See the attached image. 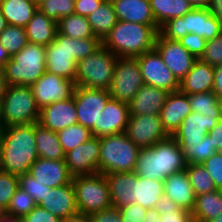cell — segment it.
<instances>
[{"instance_id": "cell-1", "label": "cell", "mask_w": 222, "mask_h": 222, "mask_svg": "<svg viewBox=\"0 0 222 222\" xmlns=\"http://www.w3.org/2000/svg\"><path fill=\"white\" fill-rule=\"evenodd\" d=\"M38 158L35 123L14 125L1 131L0 170L23 175Z\"/></svg>"}, {"instance_id": "cell-2", "label": "cell", "mask_w": 222, "mask_h": 222, "mask_svg": "<svg viewBox=\"0 0 222 222\" xmlns=\"http://www.w3.org/2000/svg\"><path fill=\"white\" fill-rule=\"evenodd\" d=\"M102 45L98 37L70 38L56 33L46 49V71L75 82L77 61L91 55Z\"/></svg>"}, {"instance_id": "cell-3", "label": "cell", "mask_w": 222, "mask_h": 222, "mask_svg": "<svg viewBox=\"0 0 222 222\" xmlns=\"http://www.w3.org/2000/svg\"><path fill=\"white\" fill-rule=\"evenodd\" d=\"M187 166L182 148L172 137L140 149L134 172L137 176L163 180L171 174L185 170Z\"/></svg>"}, {"instance_id": "cell-4", "label": "cell", "mask_w": 222, "mask_h": 222, "mask_svg": "<svg viewBox=\"0 0 222 222\" xmlns=\"http://www.w3.org/2000/svg\"><path fill=\"white\" fill-rule=\"evenodd\" d=\"M158 25L118 20L102 44L117 57L136 58L155 48Z\"/></svg>"}, {"instance_id": "cell-5", "label": "cell", "mask_w": 222, "mask_h": 222, "mask_svg": "<svg viewBox=\"0 0 222 222\" xmlns=\"http://www.w3.org/2000/svg\"><path fill=\"white\" fill-rule=\"evenodd\" d=\"M2 70L7 85H33L46 72L45 46L28 42Z\"/></svg>"}, {"instance_id": "cell-6", "label": "cell", "mask_w": 222, "mask_h": 222, "mask_svg": "<svg viewBox=\"0 0 222 222\" xmlns=\"http://www.w3.org/2000/svg\"><path fill=\"white\" fill-rule=\"evenodd\" d=\"M222 25L209 9L193 8L182 17L168 20L159 27L158 33L165 39L178 41L188 33H195L206 41L217 37Z\"/></svg>"}, {"instance_id": "cell-7", "label": "cell", "mask_w": 222, "mask_h": 222, "mask_svg": "<svg viewBox=\"0 0 222 222\" xmlns=\"http://www.w3.org/2000/svg\"><path fill=\"white\" fill-rule=\"evenodd\" d=\"M139 151L125 132L100 137L98 172L105 175L134 171Z\"/></svg>"}, {"instance_id": "cell-8", "label": "cell", "mask_w": 222, "mask_h": 222, "mask_svg": "<svg viewBox=\"0 0 222 222\" xmlns=\"http://www.w3.org/2000/svg\"><path fill=\"white\" fill-rule=\"evenodd\" d=\"M117 58L102 44L91 55L77 61L75 85L108 90L112 84Z\"/></svg>"}, {"instance_id": "cell-9", "label": "cell", "mask_w": 222, "mask_h": 222, "mask_svg": "<svg viewBox=\"0 0 222 222\" xmlns=\"http://www.w3.org/2000/svg\"><path fill=\"white\" fill-rule=\"evenodd\" d=\"M76 206L79 213L91 215L112 207L108 184L104 174L94 173L72 177Z\"/></svg>"}, {"instance_id": "cell-10", "label": "cell", "mask_w": 222, "mask_h": 222, "mask_svg": "<svg viewBox=\"0 0 222 222\" xmlns=\"http://www.w3.org/2000/svg\"><path fill=\"white\" fill-rule=\"evenodd\" d=\"M1 106L4 128L39 121L40 108L30 86L8 85Z\"/></svg>"}, {"instance_id": "cell-11", "label": "cell", "mask_w": 222, "mask_h": 222, "mask_svg": "<svg viewBox=\"0 0 222 222\" xmlns=\"http://www.w3.org/2000/svg\"><path fill=\"white\" fill-rule=\"evenodd\" d=\"M143 84L137 58L118 57L112 84L108 89L110 97L129 105Z\"/></svg>"}, {"instance_id": "cell-12", "label": "cell", "mask_w": 222, "mask_h": 222, "mask_svg": "<svg viewBox=\"0 0 222 222\" xmlns=\"http://www.w3.org/2000/svg\"><path fill=\"white\" fill-rule=\"evenodd\" d=\"M125 133L140 149L151 147L170 137L163 127L160 115H130Z\"/></svg>"}, {"instance_id": "cell-13", "label": "cell", "mask_w": 222, "mask_h": 222, "mask_svg": "<svg viewBox=\"0 0 222 222\" xmlns=\"http://www.w3.org/2000/svg\"><path fill=\"white\" fill-rule=\"evenodd\" d=\"M145 85L164 89L168 92L179 91V81L163 62L162 56L154 48L136 57Z\"/></svg>"}, {"instance_id": "cell-14", "label": "cell", "mask_w": 222, "mask_h": 222, "mask_svg": "<svg viewBox=\"0 0 222 222\" xmlns=\"http://www.w3.org/2000/svg\"><path fill=\"white\" fill-rule=\"evenodd\" d=\"M74 103L78 124L92 130L98 124V117L111 98L108 90L88 87H75Z\"/></svg>"}, {"instance_id": "cell-15", "label": "cell", "mask_w": 222, "mask_h": 222, "mask_svg": "<svg viewBox=\"0 0 222 222\" xmlns=\"http://www.w3.org/2000/svg\"><path fill=\"white\" fill-rule=\"evenodd\" d=\"M30 87L36 104L41 109L46 105L73 97L76 85L69 79L46 71Z\"/></svg>"}, {"instance_id": "cell-16", "label": "cell", "mask_w": 222, "mask_h": 222, "mask_svg": "<svg viewBox=\"0 0 222 222\" xmlns=\"http://www.w3.org/2000/svg\"><path fill=\"white\" fill-rule=\"evenodd\" d=\"M155 49L178 81L186 76L197 60L178 41L165 39L159 33L156 38Z\"/></svg>"}, {"instance_id": "cell-17", "label": "cell", "mask_w": 222, "mask_h": 222, "mask_svg": "<svg viewBox=\"0 0 222 222\" xmlns=\"http://www.w3.org/2000/svg\"><path fill=\"white\" fill-rule=\"evenodd\" d=\"M100 157V138L77 145L73 150L65 153V162L72 176L98 173Z\"/></svg>"}, {"instance_id": "cell-18", "label": "cell", "mask_w": 222, "mask_h": 222, "mask_svg": "<svg viewBox=\"0 0 222 222\" xmlns=\"http://www.w3.org/2000/svg\"><path fill=\"white\" fill-rule=\"evenodd\" d=\"M130 116L129 105L110 98L98 117L92 131L93 137H103L126 131Z\"/></svg>"}, {"instance_id": "cell-19", "label": "cell", "mask_w": 222, "mask_h": 222, "mask_svg": "<svg viewBox=\"0 0 222 222\" xmlns=\"http://www.w3.org/2000/svg\"><path fill=\"white\" fill-rule=\"evenodd\" d=\"M38 123L53 132L77 124L78 118L74 97L41 108Z\"/></svg>"}, {"instance_id": "cell-20", "label": "cell", "mask_w": 222, "mask_h": 222, "mask_svg": "<svg viewBox=\"0 0 222 222\" xmlns=\"http://www.w3.org/2000/svg\"><path fill=\"white\" fill-rule=\"evenodd\" d=\"M28 174L50 188L66 185L73 177L64 159L52 160L40 157L30 166Z\"/></svg>"}, {"instance_id": "cell-21", "label": "cell", "mask_w": 222, "mask_h": 222, "mask_svg": "<svg viewBox=\"0 0 222 222\" xmlns=\"http://www.w3.org/2000/svg\"><path fill=\"white\" fill-rule=\"evenodd\" d=\"M38 205L60 219L77 214L75 189L72 181L66 185L51 188Z\"/></svg>"}, {"instance_id": "cell-22", "label": "cell", "mask_w": 222, "mask_h": 222, "mask_svg": "<svg viewBox=\"0 0 222 222\" xmlns=\"http://www.w3.org/2000/svg\"><path fill=\"white\" fill-rule=\"evenodd\" d=\"M218 120L214 117L204 116L198 112H191L181 123L179 129L172 136L178 144L200 143L208 132L216 125Z\"/></svg>"}, {"instance_id": "cell-23", "label": "cell", "mask_w": 222, "mask_h": 222, "mask_svg": "<svg viewBox=\"0 0 222 222\" xmlns=\"http://www.w3.org/2000/svg\"><path fill=\"white\" fill-rule=\"evenodd\" d=\"M190 101L187 94L180 91L170 92L160 111V118L165 131L173 136L183 120L191 113Z\"/></svg>"}, {"instance_id": "cell-24", "label": "cell", "mask_w": 222, "mask_h": 222, "mask_svg": "<svg viewBox=\"0 0 222 222\" xmlns=\"http://www.w3.org/2000/svg\"><path fill=\"white\" fill-rule=\"evenodd\" d=\"M170 92L143 84L129 104L130 115H160Z\"/></svg>"}, {"instance_id": "cell-25", "label": "cell", "mask_w": 222, "mask_h": 222, "mask_svg": "<svg viewBox=\"0 0 222 222\" xmlns=\"http://www.w3.org/2000/svg\"><path fill=\"white\" fill-rule=\"evenodd\" d=\"M108 184L112 206L122 208L134 203L135 172H115L104 175Z\"/></svg>"}, {"instance_id": "cell-26", "label": "cell", "mask_w": 222, "mask_h": 222, "mask_svg": "<svg viewBox=\"0 0 222 222\" xmlns=\"http://www.w3.org/2000/svg\"><path fill=\"white\" fill-rule=\"evenodd\" d=\"M214 85V67L197 59L192 69L179 81V91L190 95L212 91Z\"/></svg>"}, {"instance_id": "cell-27", "label": "cell", "mask_w": 222, "mask_h": 222, "mask_svg": "<svg viewBox=\"0 0 222 222\" xmlns=\"http://www.w3.org/2000/svg\"><path fill=\"white\" fill-rule=\"evenodd\" d=\"M163 190L180 208L192 212L196 195L186 170L175 172L164 179Z\"/></svg>"}, {"instance_id": "cell-28", "label": "cell", "mask_w": 222, "mask_h": 222, "mask_svg": "<svg viewBox=\"0 0 222 222\" xmlns=\"http://www.w3.org/2000/svg\"><path fill=\"white\" fill-rule=\"evenodd\" d=\"M111 3L117 20L157 25L149 0H113Z\"/></svg>"}, {"instance_id": "cell-29", "label": "cell", "mask_w": 222, "mask_h": 222, "mask_svg": "<svg viewBox=\"0 0 222 222\" xmlns=\"http://www.w3.org/2000/svg\"><path fill=\"white\" fill-rule=\"evenodd\" d=\"M25 31L29 43L48 46L55 39L57 22L37 9L25 26Z\"/></svg>"}, {"instance_id": "cell-30", "label": "cell", "mask_w": 222, "mask_h": 222, "mask_svg": "<svg viewBox=\"0 0 222 222\" xmlns=\"http://www.w3.org/2000/svg\"><path fill=\"white\" fill-rule=\"evenodd\" d=\"M37 9L32 0H0V10L7 25L25 27Z\"/></svg>"}, {"instance_id": "cell-31", "label": "cell", "mask_w": 222, "mask_h": 222, "mask_svg": "<svg viewBox=\"0 0 222 222\" xmlns=\"http://www.w3.org/2000/svg\"><path fill=\"white\" fill-rule=\"evenodd\" d=\"M35 143L38 157L52 160L65 159V153L59 142L57 132L35 123Z\"/></svg>"}, {"instance_id": "cell-32", "label": "cell", "mask_w": 222, "mask_h": 222, "mask_svg": "<svg viewBox=\"0 0 222 222\" xmlns=\"http://www.w3.org/2000/svg\"><path fill=\"white\" fill-rule=\"evenodd\" d=\"M222 213V190L196 196L192 217L200 222H208Z\"/></svg>"}, {"instance_id": "cell-33", "label": "cell", "mask_w": 222, "mask_h": 222, "mask_svg": "<svg viewBox=\"0 0 222 222\" xmlns=\"http://www.w3.org/2000/svg\"><path fill=\"white\" fill-rule=\"evenodd\" d=\"M156 24L160 27L170 19L182 17L193 7L188 0H149Z\"/></svg>"}, {"instance_id": "cell-34", "label": "cell", "mask_w": 222, "mask_h": 222, "mask_svg": "<svg viewBox=\"0 0 222 222\" xmlns=\"http://www.w3.org/2000/svg\"><path fill=\"white\" fill-rule=\"evenodd\" d=\"M164 181L146 179L135 176V198L134 203L144 208H153L164 193Z\"/></svg>"}, {"instance_id": "cell-35", "label": "cell", "mask_w": 222, "mask_h": 222, "mask_svg": "<svg viewBox=\"0 0 222 222\" xmlns=\"http://www.w3.org/2000/svg\"><path fill=\"white\" fill-rule=\"evenodd\" d=\"M87 20L95 37H98L101 41L105 39L118 21L111 1H104L87 16Z\"/></svg>"}, {"instance_id": "cell-36", "label": "cell", "mask_w": 222, "mask_h": 222, "mask_svg": "<svg viewBox=\"0 0 222 222\" xmlns=\"http://www.w3.org/2000/svg\"><path fill=\"white\" fill-rule=\"evenodd\" d=\"M191 111L214 117L218 121L222 118V103L213 91L188 95Z\"/></svg>"}, {"instance_id": "cell-37", "label": "cell", "mask_w": 222, "mask_h": 222, "mask_svg": "<svg viewBox=\"0 0 222 222\" xmlns=\"http://www.w3.org/2000/svg\"><path fill=\"white\" fill-rule=\"evenodd\" d=\"M57 30L60 34L70 38L95 37L87 17L75 13L61 18L57 23Z\"/></svg>"}, {"instance_id": "cell-38", "label": "cell", "mask_w": 222, "mask_h": 222, "mask_svg": "<svg viewBox=\"0 0 222 222\" xmlns=\"http://www.w3.org/2000/svg\"><path fill=\"white\" fill-rule=\"evenodd\" d=\"M182 148L187 164H201L216 153L212 138L208 135L196 144H178Z\"/></svg>"}, {"instance_id": "cell-39", "label": "cell", "mask_w": 222, "mask_h": 222, "mask_svg": "<svg viewBox=\"0 0 222 222\" xmlns=\"http://www.w3.org/2000/svg\"><path fill=\"white\" fill-rule=\"evenodd\" d=\"M185 170L196 196L210 193L217 189L213 179L202 164H187Z\"/></svg>"}, {"instance_id": "cell-40", "label": "cell", "mask_w": 222, "mask_h": 222, "mask_svg": "<svg viewBox=\"0 0 222 222\" xmlns=\"http://www.w3.org/2000/svg\"><path fill=\"white\" fill-rule=\"evenodd\" d=\"M57 135L64 153L73 150L77 145H81L93 137L91 130L78 123L58 131Z\"/></svg>"}, {"instance_id": "cell-41", "label": "cell", "mask_w": 222, "mask_h": 222, "mask_svg": "<svg viewBox=\"0 0 222 222\" xmlns=\"http://www.w3.org/2000/svg\"><path fill=\"white\" fill-rule=\"evenodd\" d=\"M0 41L12 57L28 43L25 27L7 25L0 34Z\"/></svg>"}, {"instance_id": "cell-42", "label": "cell", "mask_w": 222, "mask_h": 222, "mask_svg": "<svg viewBox=\"0 0 222 222\" xmlns=\"http://www.w3.org/2000/svg\"><path fill=\"white\" fill-rule=\"evenodd\" d=\"M75 0H46L38 9L55 22L74 13Z\"/></svg>"}, {"instance_id": "cell-43", "label": "cell", "mask_w": 222, "mask_h": 222, "mask_svg": "<svg viewBox=\"0 0 222 222\" xmlns=\"http://www.w3.org/2000/svg\"><path fill=\"white\" fill-rule=\"evenodd\" d=\"M36 205L34 198H32L28 192H25L19 187L12 196L8 204L7 211L9 215L24 218Z\"/></svg>"}, {"instance_id": "cell-44", "label": "cell", "mask_w": 222, "mask_h": 222, "mask_svg": "<svg viewBox=\"0 0 222 222\" xmlns=\"http://www.w3.org/2000/svg\"><path fill=\"white\" fill-rule=\"evenodd\" d=\"M18 178L19 187L25 192H28L30 196L34 198L37 205L44 199L47 191H50L51 189L50 187L43 185L28 173L19 175Z\"/></svg>"}, {"instance_id": "cell-45", "label": "cell", "mask_w": 222, "mask_h": 222, "mask_svg": "<svg viewBox=\"0 0 222 222\" xmlns=\"http://www.w3.org/2000/svg\"><path fill=\"white\" fill-rule=\"evenodd\" d=\"M19 188V178L17 175L0 170V204L8 207V204Z\"/></svg>"}, {"instance_id": "cell-46", "label": "cell", "mask_w": 222, "mask_h": 222, "mask_svg": "<svg viewBox=\"0 0 222 222\" xmlns=\"http://www.w3.org/2000/svg\"><path fill=\"white\" fill-rule=\"evenodd\" d=\"M200 60L213 67L222 65V32L217 37L206 42Z\"/></svg>"}, {"instance_id": "cell-47", "label": "cell", "mask_w": 222, "mask_h": 222, "mask_svg": "<svg viewBox=\"0 0 222 222\" xmlns=\"http://www.w3.org/2000/svg\"><path fill=\"white\" fill-rule=\"evenodd\" d=\"M213 179L217 189L222 190V157L217 152L201 163Z\"/></svg>"}, {"instance_id": "cell-48", "label": "cell", "mask_w": 222, "mask_h": 222, "mask_svg": "<svg viewBox=\"0 0 222 222\" xmlns=\"http://www.w3.org/2000/svg\"><path fill=\"white\" fill-rule=\"evenodd\" d=\"M178 42L184 46L196 59H200L207 41L195 33H188L183 38L179 39Z\"/></svg>"}, {"instance_id": "cell-49", "label": "cell", "mask_w": 222, "mask_h": 222, "mask_svg": "<svg viewBox=\"0 0 222 222\" xmlns=\"http://www.w3.org/2000/svg\"><path fill=\"white\" fill-rule=\"evenodd\" d=\"M123 222H143L147 208L140 204L132 203L119 208Z\"/></svg>"}, {"instance_id": "cell-50", "label": "cell", "mask_w": 222, "mask_h": 222, "mask_svg": "<svg viewBox=\"0 0 222 222\" xmlns=\"http://www.w3.org/2000/svg\"><path fill=\"white\" fill-rule=\"evenodd\" d=\"M61 219L47 211L45 208H42L39 205H36L34 209L28 213L24 218H21V222H60Z\"/></svg>"}, {"instance_id": "cell-51", "label": "cell", "mask_w": 222, "mask_h": 222, "mask_svg": "<svg viewBox=\"0 0 222 222\" xmlns=\"http://www.w3.org/2000/svg\"><path fill=\"white\" fill-rule=\"evenodd\" d=\"M91 222H123L119 208L110 207L90 215Z\"/></svg>"}, {"instance_id": "cell-52", "label": "cell", "mask_w": 222, "mask_h": 222, "mask_svg": "<svg viewBox=\"0 0 222 222\" xmlns=\"http://www.w3.org/2000/svg\"><path fill=\"white\" fill-rule=\"evenodd\" d=\"M160 222H191L192 212L181 208L179 211H160Z\"/></svg>"}, {"instance_id": "cell-53", "label": "cell", "mask_w": 222, "mask_h": 222, "mask_svg": "<svg viewBox=\"0 0 222 222\" xmlns=\"http://www.w3.org/2000/svg\"><path fill=\"white\" fill-rule=\"evenodd\" d=\"M104 0H75L74 13L83 17L89 16Z\"/></svg>"}, {"instance_id": "cell-54", "label": "cell", "mask_w": 222, "mask_h": 222, "mask_svg": "<svg viewBox=\"0 0 222 222\" xmlns=\"http://www.w3.org/2000/svg\"><path fill=\"white\" fill-rule=\"evenodd\" d=\"M154 208L159 213L160 211H179L181 209L168 195L164 193Z\"/></svg>"}, {"instance_id": "cell-55", "label": "cell", "mask_w": 222, "mask_h": 222, "mask_svg": "<svg viewBox=\"0 0 222 222\" xmlns=\"http://www.w3.org/2000/svg\"><path fill=\"white\" fill-rule=\"evenodd\" d=\"M212 91L222 100V65L214 67V85Z\"/></svg>"}, {"instance_id": "cell-56", "label": "cell", "mask_w": 222, "mask_h": 222, "mask_svg": "<svg viewBox=\"0 0 222 222\" xmlns=\"http://www.w3.org/2000/svg\"><path fill=\"white\" fill-rule=\"evenodd\" d=\"M208 136L212 138L214 147L217 149L222 141V118L217 122V125L208 132Z\"/></svg>"}, {"instance_id": "cell-57", "label": "cell", "mask_w": 222, "mask_h": 222, "mask_svg": "<svg viewBox=\"0 0 222 222\" xmlns=\"http://www.w3.org/2000/svg\"><path fill=\"white\" fill-rule=\"evenodd\" d=\"M210 13L220 22L222 25V0H211L209 5Z\"/></svg>"}, {"instance_id": "cell-58", "label": "cell", "mask_w": 222, "mask_h": 222, "mask_svg": "<svg viewBox=\"0 0 222 222\" xmlns=\"http://www.w3.org/2000/svg\"><path fill=\"white\" fill-rule=\"evenodd\" d=\"M143 222H160L161 214L153 207L148 208Z\"/></svg>"}, {"instance_id": "cell-59", "label": "cell", "mask_w": 222, "mask_h": 222, "mask_svg": "<svg viewBox=\"0 0 222 222\" xmlns=\"http://www.w3.org/2000/svg\"><path fill=\"white\" fill-rule=\"evenodd\" d=\"M60 222H91V219L89 215L78 212L77 214L61 219Z\"/></svg>"}, {"instance_id": "cell-60", "label": "cell", "mask_w": 222, "mask_h": 222, "mask_svg": "<svg viewBox=\"0 0 222 222\" xmlns=\"http://www.w3.org/2000/svg\"><path fill=\"white\" fill-rule=\"evenodd\" d=\"M193 8L208 9L211 0H188Z\"/></svg>"}, {"instance_id": "cell-61", "label": "cell", "mask_w": 222, "mask_h": 222, "mask_svg": "<svg viewBox=\"0 0 222 222\" xmlns=\"http://www.w3.org/2000/svg\"><path fill=\"white\" fill-rule=\"evenodd\" d=\"M10 59V55L0 41V68H2Z\"/></svg>"}, {"instance_id": "cell-62", "label": "cell", "mask_w": 222, "mask_h": 222, "mask_svg": "<svg viewBox=\"0 0 222 222\" xmlns=\"http://www.w3.org/2000/svg\"><path fill=\"white\" fill-rule=\"evenodd\" d=\"M7 86L8 85L6 82V78L4 77L3 70L2 68H0V103L2 102Z\"/></svg>"}, {"instance_id": "cell-63", "label": "cell", "mask_w": 222, "mask_h": 222, "mask_svg": "<svg viewBox=\"0 0 222 222\" xmlns=\"http://www.w3.org/2000/svg\"><path fill=\"white\" fill-rule=\"evenodd\" d=\"M0 222H21V218L7 214Z\"/></svg>"}, {"instance_id": "cell-64", "label": "cell", "mask_w": 222, "mask_h": 222, "mask_svg": "<svg viewBox=\"0 0 222 222\" xmlns=\"http://www.w3.org/2000/svg\"><path fill=\"white\" fill-rule=\"evenodd\" d=\"M6 26H7V22H6L5 17L3 16V14L0 10V34L6 28Z\"/></svg>"}, {"instance_id": "cell-65", "label": "cell", "mask_w": 222, "mask_h": 222, "mask_svg": "<svg viewBox=\"0 0 222 222\" xmlns=\"http://www.w3.org/2000/svg\"><path fill=\"white\" fill-rule=\"evenodd\" d=\"M8 214L7 207L0 204V220H2Z\"/></svg>"}, {"instance_id": "cell-66", "label": "cell", "mask_w": 222, "mask_h": 222, "mask_svg": "<svg viewBox=\"0 0 222 222\" xmlns=\"http://www.w3.org/2000/svg\"><path fill=\"white\" fill-rule=\"evenodd\" d=\"M4 129V120H3V116H2V106L0 103V131H2Z\"/></svg>"}, {"instance_id": "cell-67", "label": "cell", "mask_w": 222, "mask_h": 222, "mask_svg": "<svg viewBox=\"0 0 222 222\" xmlns=\"http://www.w3.org/2000/svg\"><path fill=\"white\" fill-rule=\"evenodd\" d=\"M208 222H222V213L214 219L209 220Z\"/></svg>"}, {"instance_id": "cell-68", "label": "cell", "mask_w": 222, "mask_h": 222, "mask_svg": "<svg viewBox=\"0 0 222 222\" xmlns=\"http://www.w3.org/2000/svg\"><path fill=\"white\" fill-rule=\"evenodd\" d=\"M216 152H217L218 154H220V156L222 157V141H221V143L219 144V147L217 148Z\"/></svg>"}, {"instance_id": "cell-69", "label": "cell", "mask_w": 222, "mask_h": 222, "mask_svg": "<svg viewBox=\"0 0 222 222\" xmlns=\"http://www.w3.org/2000/svg\"><path fill=\"white\" fill-rule=\"evenodd\" d=\"M37 6H39L41 3H43L46 0H32Z\"/></svg>"}, {"instance_id": "cell-70", "label": "cell", "mask_w": 222, "mask_h": 222, "mask_svg": "<svg viewBox=\"0 0 222 222\" xmlns=\"http://www.w3.org/2000/svg\"><path fill=\"white\" fill-rule=\"evenodd\" d=\"M191 222H200V221H197V220L192 219V221H191Z\"/></svg>"}]
</instances>
